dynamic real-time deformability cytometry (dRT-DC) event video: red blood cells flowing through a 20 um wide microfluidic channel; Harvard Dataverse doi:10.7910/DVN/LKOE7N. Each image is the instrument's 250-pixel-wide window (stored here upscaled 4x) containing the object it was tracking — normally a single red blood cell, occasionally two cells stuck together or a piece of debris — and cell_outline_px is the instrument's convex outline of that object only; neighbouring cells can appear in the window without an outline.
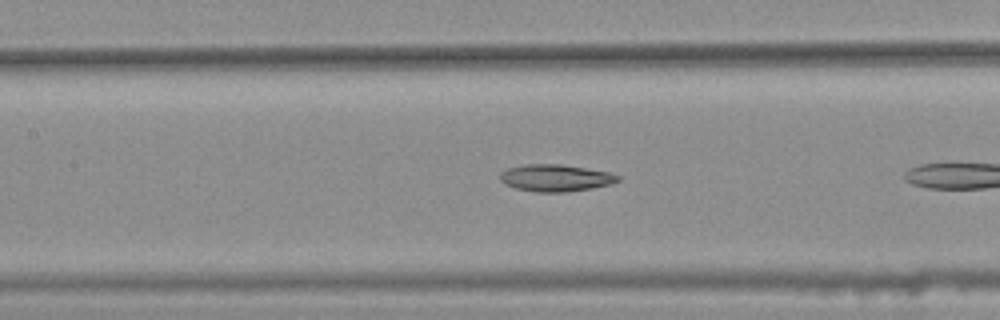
{"species": "common noctule bat (a hibernating species)", "species_latin": "Nyctalus noctula", "temperature_condition": "warm", "stored_images_in_passage": 9, "camera_frame_rate_fps": 3000, "um_per_image_px": 0.085, "animal": {"sex": "female", "body_mass_g": 25.1}, "frame": {"image": 1, "passage_image": 8, "time_ms": 2.333, "image_size_px": [1000, 320], "cell_outline_px": [[620, 180], [612, 184], [592, 188], [568, 192], [536, 192], [516, 188], [504, 184], [500, 180], [500, 172], [508, 168], [524, 164], [560, 164], [608, 172], [620, 176]], "centroid_in_image_um": [47.21, 15.13], "position_along_channel_um": 160.2, "area_um2": 18.55}}